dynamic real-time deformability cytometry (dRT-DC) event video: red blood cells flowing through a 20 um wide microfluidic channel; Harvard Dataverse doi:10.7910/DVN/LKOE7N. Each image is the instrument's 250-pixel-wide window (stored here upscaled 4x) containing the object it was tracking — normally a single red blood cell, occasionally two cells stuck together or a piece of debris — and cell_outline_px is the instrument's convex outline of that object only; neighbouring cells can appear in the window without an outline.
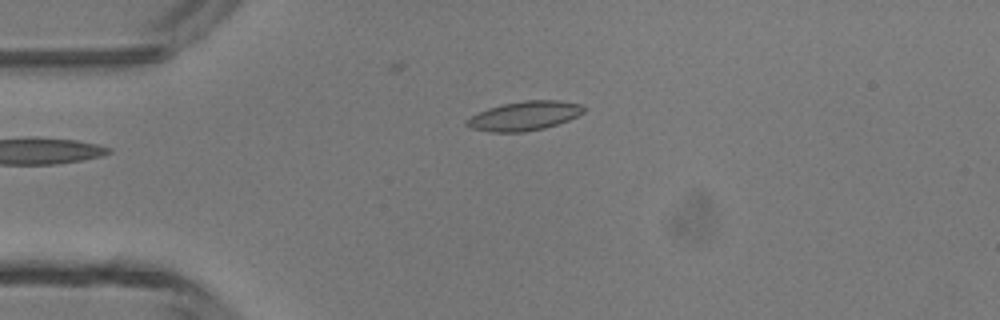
{"species": "common noctule bat (a hibernating species)", "species_latin": "Nyctalus noctula", "temperature_condition": "room temperature", "stored_images_in_passage": 26, "camera_frame_rate_fps": 3000, "um_per_image_px": 0.085, "animal": {"sex": "male", "body_mass_g": 13.3}, "frame": {"image": 1, "passage_image": 1, "time_ms": 0.0, "image_size_px": [1000, 320], "cell_outline_px": [[588, 108], [584, 112], [568, 120], [544, 128], [524, 132], [492, 132], [472, 128], [464, 124], [464, 120], [488, 108], [504, 104], [524, 100], [560, 100], [580, 104]], "centroid_in_image_um": [44.59, 9.84], "position_along_channel_um": 40.4, "area_um2": 19.83}}
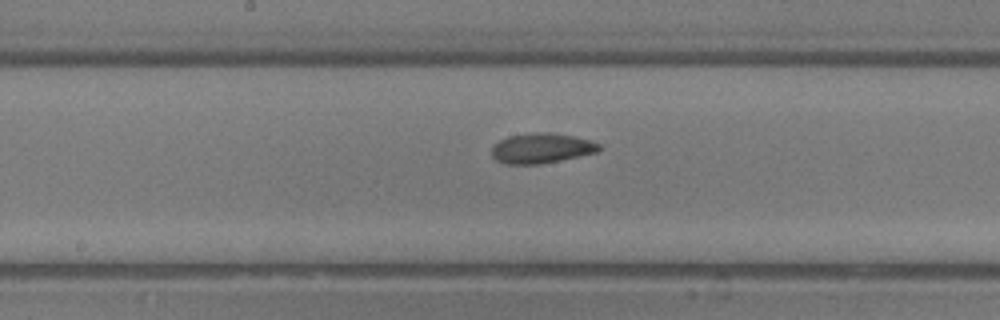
{"frame": {"image": 2, "passage_image": 14, "time_ms": 4.333, "image_size_px": [1000, 320], "cell_outline_px": [[600, 148], [596, 152], [540, 164], [504, 164], [496, 160], [492, 156], [492, 148], [500, 140], [508, 136], [536, 132], [552, 132], [572, 136], [588, 140], [600, 144]], "centroid_in_image_um": [45.98, 12.59], "position_along_channel_um": 202.2, "area_um2": 18.55}}
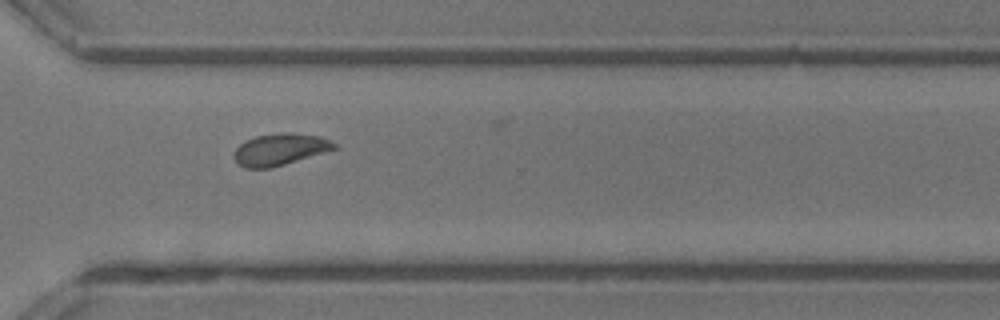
{"frame": {"image": 3, "passage_image": 24, "time_ms": 7.667, "image_size_px": [1000, 320], "cell_outline_px": [[336, 148], [284, 164], [268, 168], [244, 168], [232, 156], [236, 148], [244, 140], [256, 136], [280, 132], [292, 132], [320, 136], [332, 140], [336, 144]], "centroid_in_image_um": [23.77, 12.67], "position_along_channel_um": 346.8, "area_um2": 18.44}}